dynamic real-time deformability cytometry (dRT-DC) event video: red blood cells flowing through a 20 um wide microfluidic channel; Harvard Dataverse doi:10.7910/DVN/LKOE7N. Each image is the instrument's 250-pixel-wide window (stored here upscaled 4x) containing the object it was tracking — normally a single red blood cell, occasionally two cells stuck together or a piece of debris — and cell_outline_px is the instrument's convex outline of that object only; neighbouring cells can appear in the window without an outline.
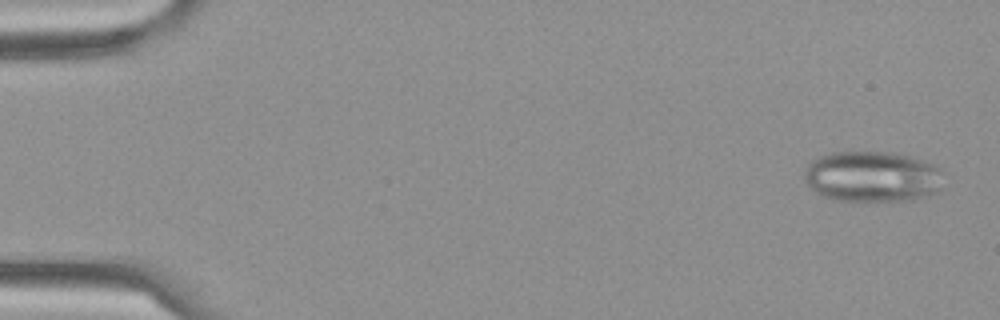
{"species": "Egyptian fruit bat (a non-hibernating species)", "species_latin": "Rousettus aegyptiacus", "temperature_condition": "cold", "stored_images_in_passage": 7, "camera_frame_rate_fps": 3000, "um_per_image_px": 0.085, "frame": {"image": 1, "passage_image": 1, "time_ms": 0.0, "image_size_px": [1000, 320], "cell_outline_px": [[944, 188], [920, 200], [832, 200], [816, 192], [804, 180], [804, 172], [808, 164], [812, 160], [820, 156], [832, 152], [896, 152], [924, 160], [932, 164], [944, 172]], "centroid_in_image_um": [74.22, 15.01], "position_along_channel_um": 10.8, "area_um2": 41.79}}